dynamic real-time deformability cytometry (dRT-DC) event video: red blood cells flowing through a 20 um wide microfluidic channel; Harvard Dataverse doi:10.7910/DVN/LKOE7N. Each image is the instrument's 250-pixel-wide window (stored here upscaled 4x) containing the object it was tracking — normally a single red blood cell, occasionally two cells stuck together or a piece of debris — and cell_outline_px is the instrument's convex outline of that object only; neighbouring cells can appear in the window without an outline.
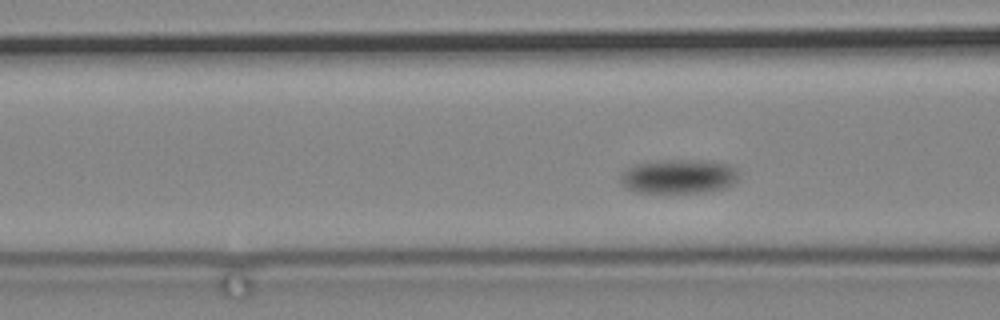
{"species": "common noctule bat (a hibernating species)", "species_latin": "Nyctalus noctula", "temperature_condition": "cold", "stored_images_in_passage": 61, "camera_frame_rate_fps": 3000, "um_per_image_px": 0.085, "animal": {"sex": "male", "body_mass_g": 19.2, "forearm_length_mm": 51.8}, "frame": {"image": 1, "passage_image": 10, "time_ms": 3.0, "image_size_px": [1000, 320], "cell_outline_px": [[736, 184], [724, 188], [708, 192], [636, 192], [624, 188], [620, 184], [620, 176], [628, 168], [636, 164], [668, 160], [708, 160], [728, 164], [736, 168]], "centroid_in_image_um": [57.7, 15.0], "position_along_channel_um": 108.9, "area_um2": 23.58}}
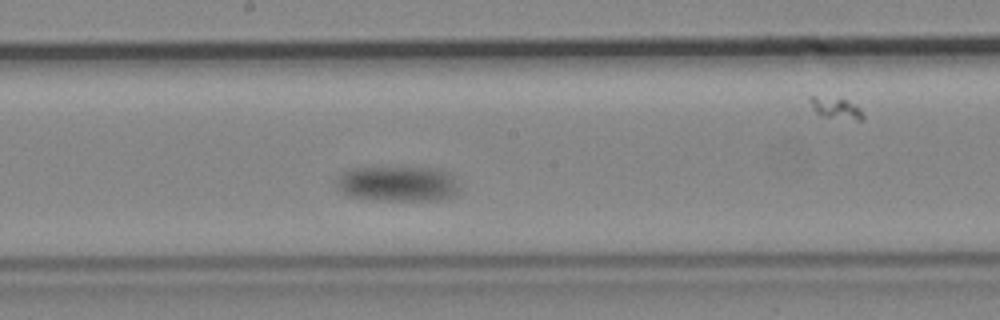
{"frame": {"image": 2, "passage_image": 23, "time_ms": 7.333, "image_size_px": [1000, 320], "cell_outline_px": [[460, 188], [452, 196], [440, 200], [380, 200], [348, 196], [336, 184], [336, 180], [344, 172], [352, 168], [440, 168], [448, 172], [456, 180]], "centroid_in_image_um": [33.85, 15.62], "position_along_channel_um": 214.3, "area_um2": 25.09}}
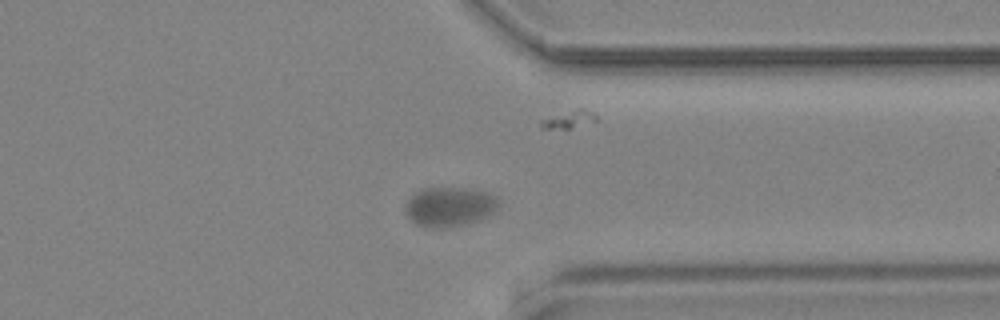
{"frame": {"image": 3, "passage_image": 42, "time_ms": 13.667, "image_size_px": [1000, 320], "cell_outline_px": [[500, 208], [496, 212], [480, 220], [464, 224], [444, 228], [432, 228], [416, 224], [408, 216], [404, 208], [404, 204], [416, 192], [424, 188], [472, 188], [488, 192], [496, 196]], "centroid_in_image_um": [38.25, 17.57], "position_along_channel_um": 373.1, "area_um2": 21.73}}